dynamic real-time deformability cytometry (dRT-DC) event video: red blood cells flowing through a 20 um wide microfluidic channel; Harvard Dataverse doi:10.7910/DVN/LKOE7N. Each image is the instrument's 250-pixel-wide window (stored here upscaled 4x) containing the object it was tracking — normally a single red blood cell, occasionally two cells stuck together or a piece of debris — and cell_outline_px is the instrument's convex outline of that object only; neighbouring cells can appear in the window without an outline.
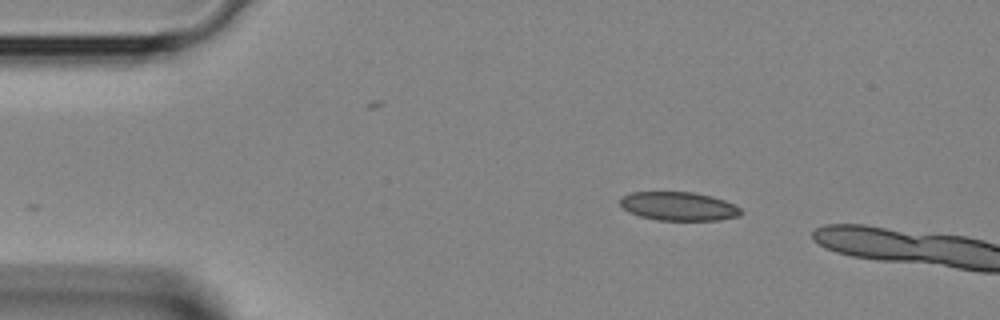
{"species": "Egyptian fruit bat (a non-hibernating species)", "species_latin": "Rousettus aegyptiacus", "temperature_condition": "room temperature", "stored_images_in_passage": 2, "camera_frame_rate_fps": 3000, "um_per_image_px": 0.085, "animal": {"sex": "female"}, "frame": {"image": 1, "passage_image": 1, "time_ms": 0.0, "image_size_px": [1000, 320], "cell_outline_px": [[744, 212], [740, 216], [720, 220], [656, 220], [640, 216], [628, 212], [620, 204], [620, 196], [632, 192], [696, 192], [712, 196], [724, 200], [740, 208]], "centroid_in_image_um": [57.69, 17.53], "position_along_channel_um": 27.3, "area_um2": 20.35}}